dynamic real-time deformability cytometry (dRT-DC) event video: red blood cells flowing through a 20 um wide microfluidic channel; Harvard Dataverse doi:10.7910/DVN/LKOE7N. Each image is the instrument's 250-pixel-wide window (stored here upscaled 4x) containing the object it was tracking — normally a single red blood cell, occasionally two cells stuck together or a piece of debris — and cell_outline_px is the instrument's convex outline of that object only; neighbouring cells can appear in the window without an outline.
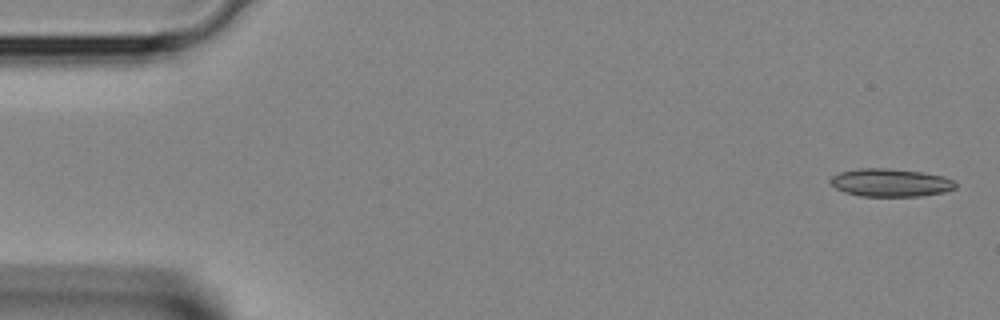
{"species": "Egyptian fruit bat (a non-hibernating species)", "species_latin": "Rousettus aegyptiacus", "temperature_condition": "room temperature", "stored_images_in_passage": 12, "camera_frame_rate_fps": 3000, "um_per_image_px": 0.085, "animal": {"sex": "female"}, "frame": {"image": 1, "passage_image": 1, "time_ms": 0.0, "image_size_px": [1000, 320], "cell_outline_px": [[956, 188], [944, 192], [920, 196], [860, 196], [844, 192], [836, 188], [828, 180], [832, 176], [840, 172], [860, 168], [888, 168], [924, 172], [944, 176], [952, 180], [956, 184]], "centroid_in_image_um": [75.69, 15.52], "position_along_channel_um": 9.3, "area_um2": 20.46}}
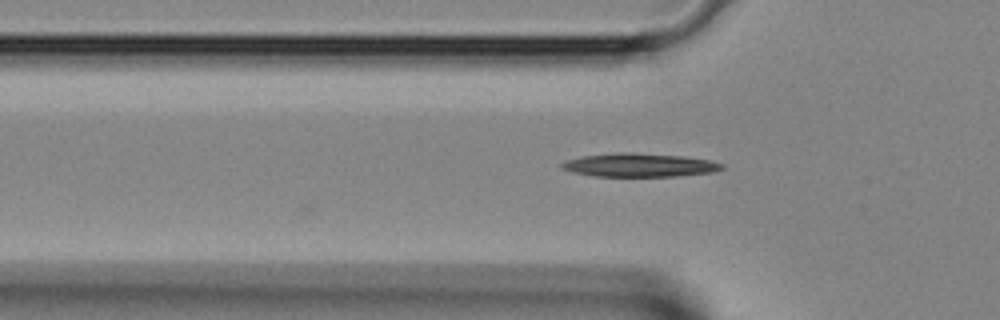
{"frame": {"image": 2, "passage_image": 12, "time_ms": 3.667, "image_size_px": [1000, 320], "cell_outline_px": [[724, 168], [716, 172], [676, 176], [596, 176], [572, 172], [560, 168], [560, 164], [568, 160], [580, 156], [620, 152], [632, 152], [680, 156], [712, 160], [724, 164]], "centroid_in_image_um": [54.37, 14.03], "position_along_channel_um": 71.4, "area_um2": 22.02}}